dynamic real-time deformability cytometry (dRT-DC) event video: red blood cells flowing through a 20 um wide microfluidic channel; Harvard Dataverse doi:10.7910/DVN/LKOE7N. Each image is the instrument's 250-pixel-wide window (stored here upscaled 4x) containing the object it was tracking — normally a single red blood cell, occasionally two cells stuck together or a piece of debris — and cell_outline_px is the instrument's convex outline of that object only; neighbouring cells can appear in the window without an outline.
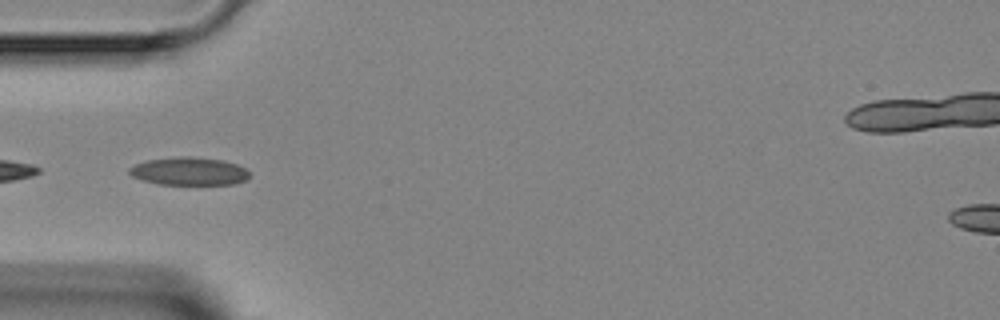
{"species": "Egyptian fruit bat (a non-hibernating species)", "species_latin": "Rousettus aegyptiacus", "temperature_condition": "room temperature", "stored_images_in_passage": 3, "camera_frame_rate_fps": 3000, "um_per_image_px": 0.085, "animal": {"sex": "female"}, "frame": {"image": 1, "passage_image": 3, "time_ms": 3.0, "image_size_px": [1000, 320], "cell_outline_px": [[248, 180], [236, 184], [156, 184], [132, 176], [128, 172], [128, 168], [136, 164], [148, 160], [180, 156], [188, 156], [224, 160], [236, 164], [244, 168], [248, 172]], "centroid_in_image_um": [16.08, 14.56], "position_along_channel_um": 68.9, "area_um2": 19.54}}